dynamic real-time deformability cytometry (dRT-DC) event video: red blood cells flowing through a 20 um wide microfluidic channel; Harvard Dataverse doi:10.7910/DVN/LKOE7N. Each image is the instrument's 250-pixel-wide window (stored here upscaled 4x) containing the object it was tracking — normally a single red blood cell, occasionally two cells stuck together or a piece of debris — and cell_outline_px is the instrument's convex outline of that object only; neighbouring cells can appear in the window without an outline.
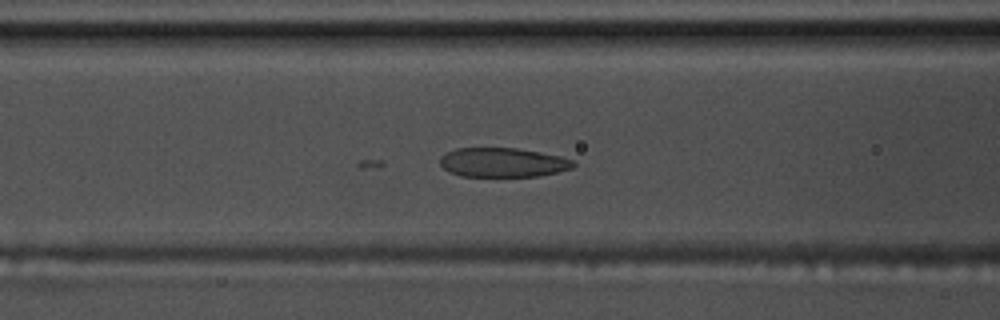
{"species": "common noctule bat (a hibernating species)", "species_latin": "Nyctalus noctula", "temperature_condition": "warm", "stored_images_in_passage": 39, "camera_frame_rate_fps": 3000, "um_per_image_px": 0.085, "animal": {"sex": "male", "body_mass_g": 17.5, "forearm_length_mm": 52.3}, "frame": {"image": 1, "passage_image": 5, "time_ms": 1.333, "image_size_px": [1000, 320], "cell_outline_px": [[576, 164], [572, 168], [540, 176], [460, 176], [448, 172], [440, 164], [440, 156], [456, 148], [516, 148], [540, 152], [560, 156], [572, 160]], "centroid_in_image_um": [42.72, 13.81], "position_along_channel_um": 123.9, "area_um2": 22.72}}
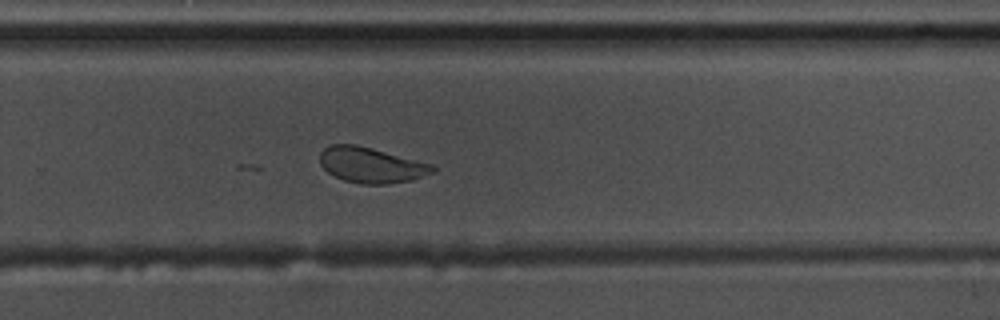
{"frame": {"image": 2, "passage_image": 20, "time_ms": 6.333, "image_size_px": [1000, 320], "cell_outline_px": [[436, 172], [412, 180], [388, 184], [364, 184], [344, 180], [328, 172], [320, 164], [320, 152], [328, 144], [356, 144], [372, 148], [432, 164], [436, 168]], "centroid_in_image_um": [31.56, 14.02], "position_along_channel_um": 298.2, "area_um2": 23.35}}
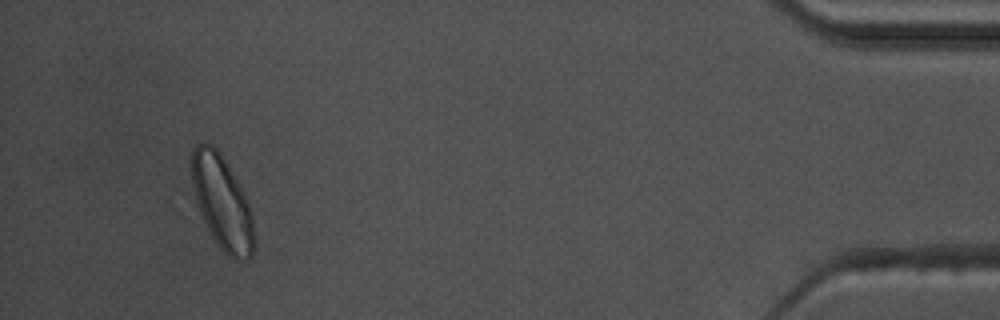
{"frame": {"image": 3, "passage_image": 36, "time_ms": 11.667, "image_size_px": [1000, 320], "cell_outline_px": [[256, 244], [252, 256], [248, 260], [240, 264], [232, 260], [220, 248], [212, 236], [200, 212], [192, 184], [192, 148], [196, 144], [212, 144], [220, 152], [236, 180], [248, 204], [252, 216], [256, 236]], "centroid_in_image_um": [18.92, 17.31], "position_along_channel_um": 416.3, "area_um2": 33.99}}